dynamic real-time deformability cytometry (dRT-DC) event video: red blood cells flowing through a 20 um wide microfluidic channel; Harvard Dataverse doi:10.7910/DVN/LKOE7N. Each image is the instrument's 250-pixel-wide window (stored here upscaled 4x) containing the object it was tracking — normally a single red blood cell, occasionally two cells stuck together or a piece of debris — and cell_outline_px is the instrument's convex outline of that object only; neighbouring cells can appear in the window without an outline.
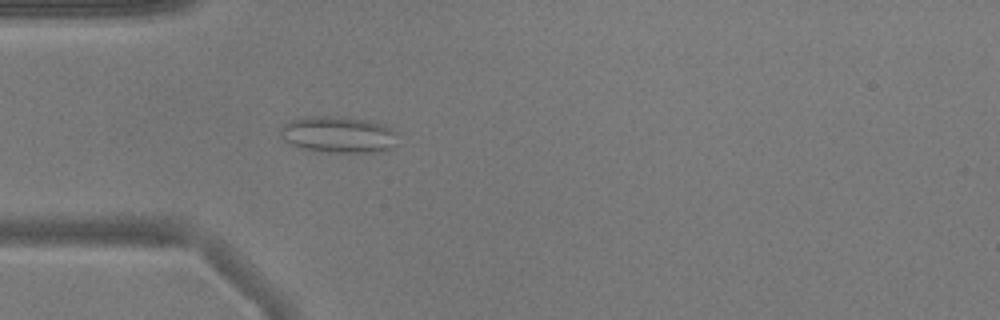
{"species": "common noctule bat (a hibernating species)", "species_latin": "Nyctalus noctula", "temperature_condition": "warm", "stored_images_in_passage": 52, "camera_frame_rate_fps": 3000, "um_per_image_px": 0.085, "animal": {"sex": "male", "body_mass_g": 17.9}, "frame": {"image": 1, "passage_image": 15, "time_ms": 4.667, "image_size_px": [1000, 320], "cell_outline_px": [[396, 144], [388, 152], [328, 152], [300, 148], [284, 140], [280, 136], [280, 128], [284, 124], [292, 120], [320, 116], [332, 116], [368, 120], [384, 124], [396, 132]], "centroid_in_image_um": [28.81, 11.46], "position_along_channel_um": 56.2, "area_um2": 24.91}}
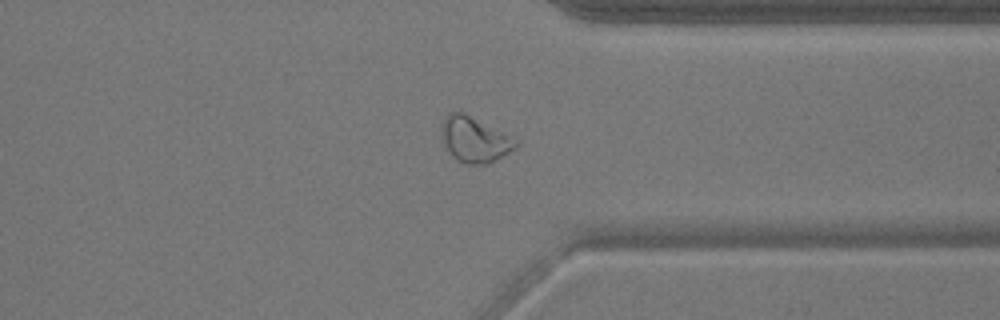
{"frame": {"image": 2, "passage_image": 40, "time_ms": 13.0, "image_size_px": [1000, 320], "cell_outline_px": [[520, 144], [516, 148], [488, 164], [468, 164], [456, 160], [452, 156], [444, 144], [440, 132], [440, 124], [448, 112], [464, 112], [512, 136]], "centroid_in_image_um": [40.32, 11.84], "position_along_channel_um": 371.1, "area_um2": 19.88}}
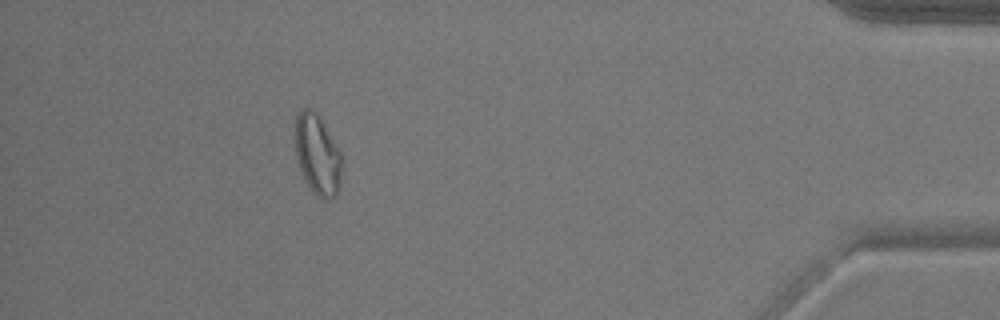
{"frame": {"image": 3, "passage_image": 47, "time_ms": 15.333, "image_size_px": [1000, 320], "cell_outline_px": [[344, 160], [340, 184], [336, 196], [328, 200], [324, 200], [316, 196], [312, 192], [300, 168], [296, 156], [296, 116], [304, 108], [308, 108], [316, 112], [320, 116], [344, 156]], "centroid_in_image_um": [27.05, 13.17], "position_along_channel_um": 408.1, "area_um2": 22.2}, "authors_computed_cell_mechanics": {"area_um2": 20.5768, "velocity_mm_per_s": 3.8475, "shape_relaxation_time_tau1_ms": null, "shape_relaxation_time_tau2_ms": 1.2219, "deformation_change_tau1": null, "deformation_change_tau2": 0.0887}}